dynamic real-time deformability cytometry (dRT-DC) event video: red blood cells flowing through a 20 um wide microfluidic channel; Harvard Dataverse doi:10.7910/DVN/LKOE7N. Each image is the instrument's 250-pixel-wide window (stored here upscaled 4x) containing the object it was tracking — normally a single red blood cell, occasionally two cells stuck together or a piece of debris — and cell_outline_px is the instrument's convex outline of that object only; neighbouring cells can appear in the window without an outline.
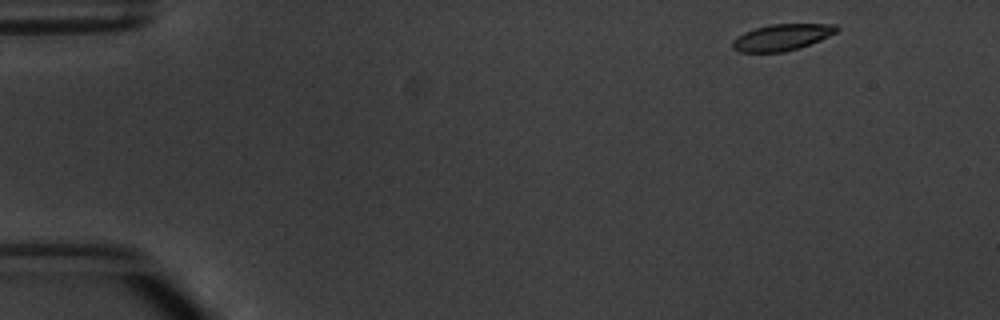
{"species": "common noctule bat (a hibernating species)", "species_latin": "Nyctalus noctula", "temperature_condition": "warm", "stored_images_in_passage": 5, "segment_of_instrument_passage": [1, 2], "camera_frame_rate_fps": 3000, "um_per_image_px": 0.085, "animal": {"sex": "male", "body_mass_g": 20.1, "forearm_length_mm": 53.5}, "frame": {"image": 1, "passage_image": 1, "time_ms": 0.0, "image_size_px": [1000, 320], "cell_outline_px": [[840, 28], [836, 32], [820, 40], [800, 48], [784, 52], [740, 52], [732, 48], [732, 40], [744, 32], [756, 28], [772, 24], [836, 24]], "centroid_in_image_um": [66.46, 3.17], "position_along_channel_um": 18.5, "area_um2": 16.01}}